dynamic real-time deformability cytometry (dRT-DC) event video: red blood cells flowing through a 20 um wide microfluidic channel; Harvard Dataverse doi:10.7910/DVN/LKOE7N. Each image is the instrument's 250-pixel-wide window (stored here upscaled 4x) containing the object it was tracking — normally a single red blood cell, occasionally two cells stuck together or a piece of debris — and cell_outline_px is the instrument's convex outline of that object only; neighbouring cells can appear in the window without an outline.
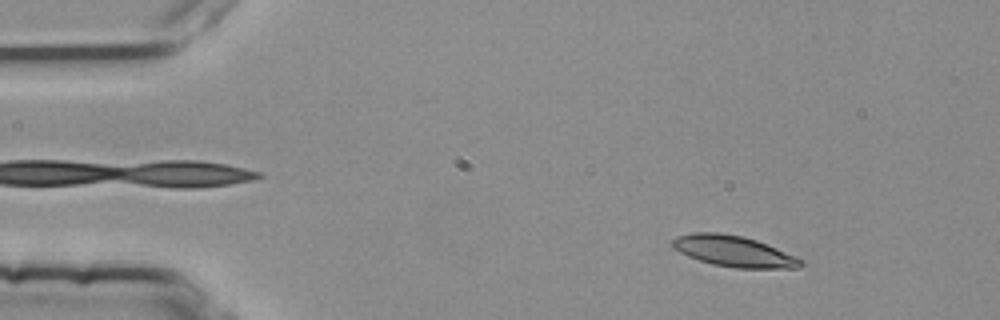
{"species": "common noctule bat (a hibernating species)", "species_latin": "Nyctalus noctula", "temperature_condition": "room temperature", "stored_images_in_passage": 51, "camera_frame_rate_fps": 3000, "um_per_image_px": 0.085, "animal": {"sex": "female", "body_mass_g": 25.1}, "frame": {"image": 1, "passage_image": 7, "time_ms": 2.0, "image_size_px": [1000, 320], "cell_outline_px": [[804, 264], [800, 268], [736, 268], [712, 264], [688, 256], [672, 248], [672, 240], [676, 236], [692, 232], [720, 232], [740, 236], [756, 240], [796, 256], [804, 260]], "centroid_in_image_um": [62.36, 21.35], "position_along_channel_um": 22.6, "area_um2": 23.18}}
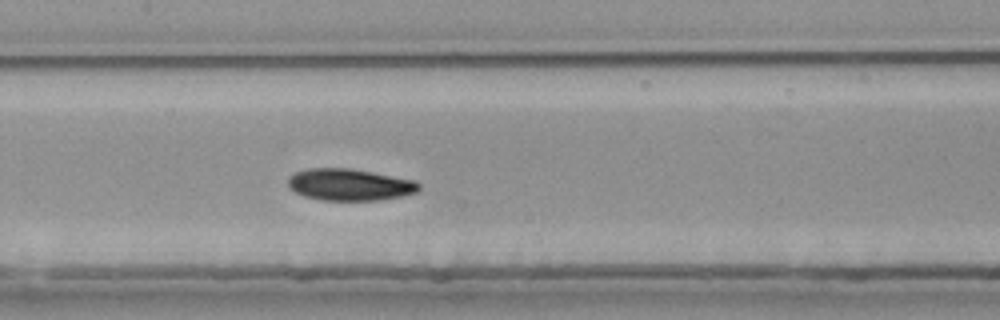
{"frame": {"image": 2, "passage_image": 26, "time_ms": 8.333, "image_size_px": [1000, 320], "cell_outline_px": [[420, 188], [416, 192], [400, 196], [380, 200], [320, 200], [304, 196], [296, 192], [288, 184], [288, 176], [296, 172], [308, 168], [348, 168], [416, 180], [420, 184]], "centroid_in_image_um": [29.72, 15.69], "position_along_channel_um": 177.7, "area_um2": 24.1}}
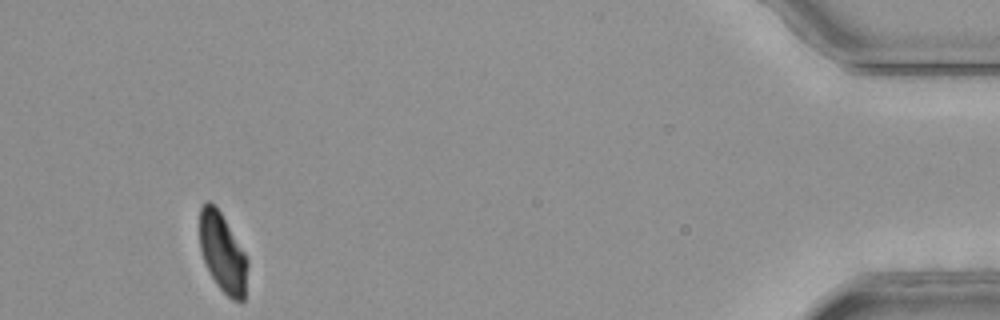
{"frame": {"image": 3, "passage_image": 51, "time_ms": 16.667, "image_size_px": [1000, 320], "cell_outline_px": [[248, 264], [244, 300], [232, 300], [216, 284], [200, 252], [200, 208], [208, 200], [220, 212], [244, 252], [248, 260]], "centroid_in_image_um": [18.92, 21.51], "position_along_channel_um": 416.3, "area_um2": 21.62}, "authors_computed_cell_mechanics": {"area_um2": 23.987, "velocity_mm_per_s": 3.7586, "shape_relaxation_time_tau1_ms": 4.4731, "shape_relaxation_time_tau2_ms": 2.6039, "deformation_change_tau1": 0.1502, "deformation_change_tau2": 0.0689}}